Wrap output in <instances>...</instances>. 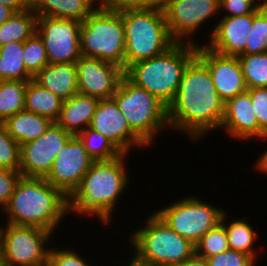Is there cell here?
Returning <instances> with one entry per match:
<instances>
[{
  "instance_id": "1",
  "label": "cell",
  "mask_w": 267,
  "mask_h": 266,
  "mask_svg": "<svg viewBox=\"0 0 267 266\" xmlns=\"http://www.w3.org/2000/svg\"><path fill=\"white\" fill-rule=\"evenodd\" d=\"M223 115L224 102L210 72L195 56L186 66L176 96L167 107L169 127L195 141L220 130Z\"/></svg>"
},
{
  "instance_id": "2",
  "label": "cell",
  "mask_w": 267,
  "mask_h": 266,
  "mask_svg": "<svg viewBox=\"0 0 267 266\" xmlns=\"http://www.w3.org/2000/svg\"><path fill=\"white\" fill-rule=\"evenodd\" d=\"M111 160L93 161L82 177L80 185L68 197L69 213L98 217L103 226L109 225L118 200L130 187V177L125 165L126 156ZM80 213V214H79Z\"/></svg>"
},
{
  "instance_id": "3",
  "label": "cell",
  "mask_w": 267,
  "mask_h": 266,
  "mask_svg": "<svg viewBox=\"0 0 267 266\" xmlns=\"http://www.w3.org/2000/svg\"><path fill=\"white\" fill-rule=\"evenodd\" d=\"M1 213L7 224L35 226L54 234L69 214L68 197L44 177L21 176Z\"/></svg>"
},
{
  "instance_id": "4",
  "label": "cell",
  "mask_w": 267,
  "mask_h": 266,
  "mask_svg": "<svg viewBox=\"0 0 267 266\" xmlns=\"http://www.w3.org/2000/svg\"><path fill=\"white\" fill-rule=\"evenodd\" d=\"M196 52V45L175 43L158 56L129 65L124 75L168 107L176 96L186 66Z\"/></svg>"
},
{
  "instance_id": "5",
  "label": "cell",
  "mask_w": 267,
  "mask_h": 266,
  "mask_svg": "<svg viewBox=\"0 0 267 266\" xmlns=\"http://www.w3.org/2000/svg\"><path fill=\"white\" fill-rule=\"evenodd\" d=\"M132 230L133 261L142 266H176L195 254V245L172 230L155 212Z\"/></svg>"
},
{
  "instance_id": "6",
  "label": "cell",
  "mask_w": 267,
  "mask_h": 266,
  "mask_svg": "<svg viewBox=\"0 0 267 266\" xmlns=\"http://www.w3.org/2000/svg\"><path fill=\"white\" fill-rule=\"evenodd\" d=\"M126 39L125 69L158 56L176 42L171 38L162 7L120 11Z\"/></svg>"
},
{
  "instance_id": "7",
  "label": "cell",
  "mask_w": 267,
  "mask_h": 266,
  "mask_svg": "<svg viewBox=\"0 0 267 266\" xmlns=\"http://www.w3.org/2000/svg\"><path fill=\"white\" fill-rule=\"evenodd\" d=\"M130 128L152 146L162 131L170 129L167 107L146 89L133 84L125 75L112 97Z\"/></svg>"
},
{
  "instance_id": "8",
  "label": "cell",
  "mask_w": 267,
  "mask_h": 266,
  "mask_svg": "<svg viewBox=\"0 0 267 266\" xmlns=\"http://www.w3.org/2000/svg\"><path fill=\"white\" fill-rule=\"evenodd\" d=\"M82 56L113 63L125 70L126 39L120 12L97 7L81 22Z\"/></svg>"
},
{
  "instance_id": "9",
  "label": "cell",
  "mask_w": 267,
  "mask_h": 266,
  "mask_svg": "<svg viewBox=\"0 0 267 266\" xmlns=\"http://www.w3.org/2000/svg\"><path fill=\"white\" fill-rule=\"evenodd\" d=\"M154 212L172 230L195 245L203 235L221 223L225 211L199 197L188 195Z\"/></svg>"
},
{
  "instance_id": "10",
  "label": "cell",
  "mask_w": 267,
  "mask_h": 266,
  "mask_svg": "<svg viewBox=\"0 0 267 266\" xmlns=\"http://www.w3.org/2000/svg\"><path fill=\"white\" fill-rule=\"evenodd\" d=\"M54 234L35 226H0V251L4 266H47L48 241Z\"/></svg>"
},
{
  "instance_id": "11",
  "label": "cell",
  "mask_w": 267,
  "mask_h": 266,
  "mask_svg": "<svg viewBox=\"0 0 267 266\" xmlns=\"http://www.w3.org/2000/svg\"><path fill=\"white\" fill-rule=\"evenodd\" d=\"M219 3L220 0H164L162 9L171 38L176 43L198 46L193 35L212 16L220 14Z\"/></svg>"
},
{
  "instance_id": "12",
  "label": "cell",
  "mask_w": 267,
  "mask_h": 266,
  "mask_svg": "<svg viewBox=\"0 0 267 266\" xmlns=\"http://www.w3.org/2000/svg\"><path fill=\"white\" fill-rule=\"evenodd\" d=\"M81 22L71 19L37 17L36 32L42 38L49 63H76L80 52Z\"/></svg>"
},
{
  "instance_id": "13",
  "label": "cell",
  "mask_w": 267,
  "mask_h": 266,
  "mask_svg": "<svg viewBox=\"0 0 267 266\" xmlns=\"http://www.w3.org/2000/svg\"><path fill=\"white\" fill-rule=\"evenodd\" d=\"M72 136L53 122L39 138L20 145V174L25 177H45L58 152Z\"/></svg>"
},
{
  "instance_id": "14",
  "label": "cell",
  "mask_w": 267,
  "mask_h": 266,
  "mask_svg": "<svg viewBox=\"0 0 267 266\" xmlns=\"http://www.w3.org/2000/svg\"><path fill=\"white\" fill-rule=\"evenodd\" d=\"M93 161L82 141L74 135L58 152L49 173L44 178L69 197L80 185L82 177Z\"/></svg>"
},
{
  "instance_id": "15",
  "label": "cell",
  "mask_w": 267,
  "mask_h": 266,
  "mask_svg": "<svg viewBox=\"0 0 267 266\" xmlns=\"http://www.w3.org/2000/svg\"><path fill=\"white\" fill-rule=\"evenodd\" d=\"M78 93L111 99L124 76V69L97 58L81 56L76 61Z\"/></svg>"
},
{
  "instance_id": "16",
  "label": "cell",
  "mask_w": 267,
  "mask_h": 266,
  "mask_svg": "<svg viewBox=\"0 0 267 266\" xmlns=\"http://www.w3.org/2000/svg\"><path fill=\"white\" fill-rule=\"evenodd\" d=\"M196 57L208 68L219 98L225 103L247 91L237 56H226L209 49L205 43L197 46Z\"/></svg>"
},
{
  "instance_id": "17",
  "label": "cell",
  "mask_w": 267,
  "mask_h": 266,
  "mask_svg": "<svg viewBox=\"0 0 267 266\" xmlns=\"http://www.w3.org/2000/svg\"><path fill=\"white\" fill-rule=\"evenodd\" d=\"M89 128L108 138L122 153L148 145L130 128L126 117L113 98L99 101Z\"/></svg>"
},
{
  "instance_id": "18",
  "label": "cell",
  "mask_w": 267,
  "mask_h": 266,
  "mask_svg": "<svg viewBox=\"0 0 267 266\" xmlns=\"http://www.w3.org/2000/svg\"><path fill=\"white\" fill-rule=\"evenodd\" d=\"M252 24L253 13L244 16H222L208 34L211 39L205 45L222 55L239 56L244 52Z\"/></svg>"
},
{
  "instance_id": "19",
  "label": "cell",
  "mask_w": 267,
  "mask_h": 266,
  "mask_svg": "<svg viewBox=\"0 0 267 266\" xmlns=\"http://www.w3.org/2000/svg\"><path fill=\"white\" fill-rule=\"evenodd\" d=\"M221 128L232 139L247 142L250 139L257 138L259 140L258 120L248 91L238 94L224 103Z\"/></svg>"
},
{
  "instance_id": "20",
  "label": "cell",
  "mask_w": 267,
  "mask_h": 266,
  "mask_svg": "<svg viewBox=\"0 0 267 266\" xmlns=\"http://www.w3.org/2000/svg\"><path fill=\"white\" fill-rule=\"evenodd\" d=\"M99 101L98 98L79 93L63 100L56 123L66 132L77 136L89 127Z\"/></svg>"
},
{
  "instance_id": "21",
  "label": "cell",
  "mask_w": 267,
  "mask_h": 266,
  "mask_svg": "<svg viewBox=\"0 0 267 266\" xmlns=\"http://www.w3.org/2000/svg\"><path fill=\"white\" fill-rule=\"evenodd\" d=\"M33 80L63 100L78 94L76 63H49Z\"/></svg>"
},
{
  "instance_id": "22",
  "label": "cell",
  "mask_w": 267,
  "mask_h": 266,
  "mask_svg": "<svg viewBox=\"0 0 267 266\" xmlns=\"http://www.w3.org/2000/svg\"><path fill=\"white\" fill-rule=\"evenodd\" d=\"M96 5V6H95ZM98 0H30L37 17L85 20L98 6Z\"/></svg>"
},
{
  "instance_id": "23",
  "label": "cell",
  "mask_w": 267,
  "mask_h": 266,
  "mask_svg": "<svg viewBox=\"0 0 267 266\" xmlns=\"http://www.w3.org/2000/svg\"><path fill=\"white\" fill-rule=\"evenodd\" d=\"M52 123L49 118L26 110L16 113L3 122L10 136L20 145L39 138Z\"/></svg>"
},
{
  "instance_id": "24",
  "label": "cell",
  "mask_w": 267,
  "mask_h": 266,
  "mask_svg": "<svg viewBox=\"0 0 267 266\" xmlns=\"http://www.w3.org/2000/svg\"><path fill=\"white\" fill-rule=\"evenodd\" d=\"M63 99L44 89L33 79L27 82L25 110L47 117L56 122L59 118Z\"/></svg>"
},
{
  "instance_id": "25",
  "label": "cell",
  "mask_w": 267,
  "mask_h": 266,
  "mask_svg": "<svg viewBox=\"0 0 267 266\" xmlns=\"http://www.w3.org/2000/svg\"><path fill=\"white\" fill-rule=\"evenodd\" d=\"M227 212L225 211L221 223L224 225V228L227 233L228 244L231 250L240 251L251 256L255 261H258L257 248L253 247L255 242L258 239V233L253 229L254 227L250 225L247 221L248 217H241L239 220H233L228 223ZM249 223V224H248Z\"/></svg>"
},
{
  "instance_id": "26",
  "label": "cell",
  "mask_w": 267,
  "mask_h": 266,
  "mask_svg": "<svg viewBox=\"0 0 267 266\" xmlns=\"http://www.w3.org/2000/svg\"><path fill=\"white\" fill-rule=\"evenodd\" d=\"M37 15L30 9L15 12L0 25V47L11 42H25L36 32Z\"/></svg>"
},
{
  "instance_id": "27",
  "label": "cell",
  "mask_w": 267,
  "mask_h": 266,
  "mask_svg": "<svg viewBox=\"0 0 267 266\" xmlns=\"http://www.w3.org/2000/svg\"><path fill=\"white\" fill-rule=\"evenodd\" d=\"M23 54V42H11L0 47V81L33 79L25 69Z\"/></svg>"
},
{
  "instance_id": "28",
  "label": "cell",
  "mask_w": 267,
  "mask_h": 266,
  "mask_svg": "<svg viewBox=\"0 0 267 266\" xmlns=\"http://www.w3.org/2000/svg\"><path fill=\"white\" fill-rule=\"evenodd\" d=\"M28 81H0V123L25 110V92Z\"/></svg>"
},
{
  "instance_id": "29",
  "label": "cell",
  "mask_w": 267,
  "mask_h": 266,
  "mask_svg": "<svg viewBox=\"0 0 267 266\" xmlns=\"http://www.w3.org/2000/svg\"><path fill=\"white\" fill-rule=\"evenodd\" d=\"M77 136L94 161L111 160L122 154L108 138L89 127Z\"/></svg>"
},
{
  "instance_id": "30",
  "label": "cell",
  "mask_w": 267,
  "mask_h": 266,
  "mask_svg": "<svg viewBox=\"0 0 267 266\" xmlns=\"http://www.w3.org/2000/svg\"><path fill=\"white\" fill-rule=\"evenodd\" d=\"M237 57L247 88L267 87V52Z\"/></svg>"
},
{
  "instance_id": "31",
  "label": "cell",
  "mask_w": 267,
  "mask_h": 266,
  "mask_svg": "<svg viewBox=\"0 0 267 266\" xmlns=\"http://www.w3.org/2000/svg\"><path fill=\"white\" fill-rule=\"evenodd\" d=\"M267 52V11L261 7L253 12V24L241 55Z\"/></svg>"
},
{
  "instance_id": "32",
  "label": "cell",
  "mask_w": 267,
  "mask_h": 266,
  "mask_svg": "<svg viewBox=\"0 0 267 266\" xmlns=\"http://www.w3.org/2000/svg\"><path fill=\"white\" fill-rule=\"evenodd\" d=\"M23 52L25 69L32 77L49 64L44 42L37 32L23 42Z\"/></svg>"
},
{
  "instance_id": "33",
  "label": "cell",
  "mask_w": 267,
  "mask_h": 266,
  "mask_svg": "<svg viewBox=\"0 0 267 266\" xmlns=\"http://www.w3.org/2000/svg\"><path fill=\"white\" fill-rule=\"evenodd\" d=\"M229 249L227 233L222 223L208 231L195 244V254L205 259Z\"/></svg>"
},
{
  "instance_id": "34",
  "label": "cell",
  "mask_w": 267,
  "mask_h": 266,
  "mask_svg": "<svg viewBox=\"0 0 267 266\" xmlns=\"http://www.w3.org/2000/svg\"><path fill=\"white\" fill-rule=\"evenodd\" d=\"M0 167L14 171L20 168V144L10 136L3 123H0Z\"/></svg>"
},
{
  "instance_id": "35",
  "label": "cell",
  "mask_w": 267,
  "mask_h": 266,
  "mask_svg": "<svg viewBox=\"0 0 267 266\" xmlns=\"http://www.w3.org/2000/svg\"><path fill=\"white\" fill-rule=\"evenodd\" d=\"M258 120L259 139L267 135V87L247 89Z\"/></svg>"
},
{
  "instance_id": "36",
  "label": "cell",
  "mask_w": 267,
  "mask_h": 266,
  "mask_svg": "<svg viewBox=\"0 0 267 266\" xmlns=\"http://www.w3.org/2000/svg\"><path fill=\"white\" fill-rule=\"evenodd\" d=\"M206 260L209 266H256L257 263L246 253L231 249L206 258Z\"/></svg>"
},
{
  "instance_id": "37",
  "label": "cell",
  "mask_w": 267,
  "mask_h": 266,
  "mask_svg": "<svg viewBox=\"0 0 267 266\" xmlns=\"http://www.w3.org/2000/svg\"><path fill=\"white\" fill-rule=\"evenodd\" d=\"M73 249L50 247L47 266H89L86 259ZM91 266V265H90Z\"/></svg>"
},
{
  "instance_id": "38",
  "label": "cell",
  "mask_w": 267,
  "mask_h": 266,
  "mask_svg": "<svg viewBox=\"0 0 267 266\" xmlns=\"http://www.w3.org/2000/svg\"><path fill=\"white\" fill-rule=\"evenodd\" d=\"M164 0H98L101 9L120 12L127 9L162 7Z\"/></svg>"
},
{
  "instance_id": "39",
  "label": "cell",
  "mask_w": 267,
  "mask_h": 266,
  "mask_svg": "<svg viewBox=\"0 0 267 266\" xmlns=\"http://www.w3.org/2000/svg\"><path fill=\"white\" fill-rule=\"evenodd\" d=\"M22 175L19 171H14L0 167V210L9 203L15 187Z\"/></svg>"
},
{
  "instance_id": "40",
  "label": "cell",
  "mask_w": 267,
  "mask_h": 266,
  "mask_svg": "<svg viewBox=\"0 0 267 266\" xmlns=\"http://www.w3.org/2000/svg\"><path fill=\"white\" fill-rule=\"evenodd\" d=\"M262 5L257 0H220V12L225 11L223 16H244L253 13Z\"/></svg>"
},
{
  "instance_id": "41",
  "label": "cell",
  "mask_w": 267,
  "mask_h": 266,
  "mask_svg": "<svg viewBox=\"0 0 267 266\" xmlns=\"http://www.w3.org/2000/svg\"><path fill=\"white\" fill-rule=\"evenodd\" d=\"M0 3L11 7L15 12L30 8V0H0Z\"/></svg>"
},
{
  "instance_id": "42",
  "label": "cell",
  "mask_w": 267,
  "mask_h": 266,
  "mask_svg": "<svg viewBox=\"0 0 267 266\" xmlns=\"http://www.w3.org/2000/svg\"><path fill=\"white\" fill-rule=\"evenodd\" d=\"M176 266H209V265L205 258H202L194 254L192 257L185 260L182 264Z\"/></svg>"
},
{
  "instance_id": "43",
  "label": "cell",
  "mask_w": 267,
  "mask_h": 266,
  "mask_svg": "<svg viewBox=\"0 0 267 266\" xmlns=\"http://www.w3.org/2000/svg\"><path fill=\"white\" fill-rule=\"evenodd\" d=\"M254 166L256 168V171L258 170V172H263L267 175V149L262 152L258 159H256Z\"/></svg>"
},
{
  "instance_id": "44",
  "label": "cell",
  "mask_w": 267,
  "mask_h": 266,
  "mask_svg": "<svg viewBox=\"0 0 267 266\" xmlns=\"http://www.w3.org/2000/svg\"><path fill=\"white\" fill-rule=\"evenodd\" d=\"M14 13L15 11L11 7L0 3V25L7 21Z\"/></svg>"
},
{
  "instance_id": "45",
  "label": "cell",
  "mask_w": 267,
  "mask_h": 266,
  "mask_svg": "<svg viewBox=\"0 0 267 266\" xmlns=\"http://www.w3.org/2000/svg\"><path fill=\"white\" fill-rule=\"evenodd\" d=\"M124 266H142V265H138L133 260H130V262H128L127 265L124 264Z\"/></svg>"
},
{
  "instance_id": "46",
  "label": "cell",
  "mask_w": 267,
  "mask_h": 266,
  "mask_svg": "<svg viewBox=\"0 0 267 266\" xmlns=\"http://www.w3.org/2000/svg\"><path fill=\"white\" fill-rule=\"evenodd\" d=\"M0 266H4L3 265V260H2V255H1V251H0Z\"/></svg>"
},
{
  "instance_id": "47",
  "label": "cell",
  "mask_w": 267,
  "mask_h": 266,
  "mask_svg": "<svg viewBox=\"0 0 267 266\" xmlns=\"http://www.w3.org/2000/svg\"><path fill=\"white\" fill-rule=\"evenodd\" d=\"M262 7L267 11V1L262 5Z\"/></svg>"
},
{
  "instance_id": "48",
  "label": "cell",
  "mask_w": 267,
  "mask_h": 266,
  "mask_svg": "<svg viewBox=\"0 0 267 266\" xmlns=\"http://www.w3.org/2000/svg\"><path fill=\"white\" fill-rule=\"evenodd\" d=\"M257 1H259V0H257ZM266 1L267 0H260L259 2H260L261 5H263Z\"/></svg>"
},
{
  "instance_id": "49",
  "label": "cell",
  "mask_w": 267,
  "mask_h": 266,
  "mask_svg": "<svg viewBox=\"0 0 267 266\" xmlns=\"http://www.w3.org/2000/svg\"><path fill=\"white\" fill-rule=\"evenodd\" d=\"M259 140H263V141H266L267 140V135H266V137H264L263 139H259Z\"/></svg>"
}]
</instances>
